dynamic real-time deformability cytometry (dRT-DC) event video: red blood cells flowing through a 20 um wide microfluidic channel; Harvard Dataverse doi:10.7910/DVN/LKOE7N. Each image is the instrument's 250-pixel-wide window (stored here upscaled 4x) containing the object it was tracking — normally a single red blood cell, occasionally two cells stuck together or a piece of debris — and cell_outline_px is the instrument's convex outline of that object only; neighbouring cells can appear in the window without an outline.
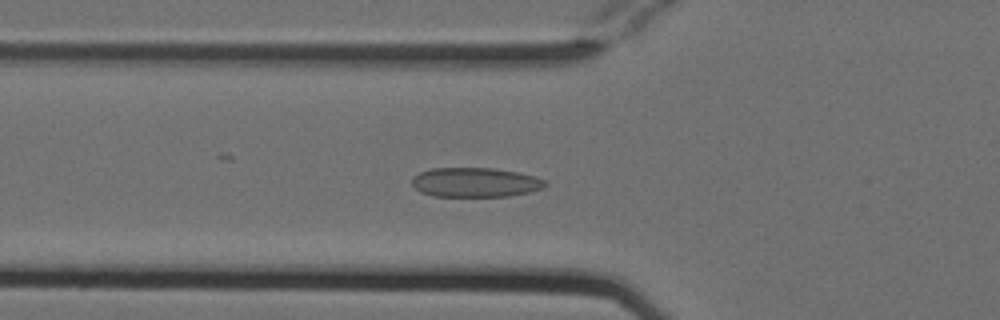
{"species": "Egyptian fruit bat (a non-hibernating species)", "species_latin": "Rousettus aegyptiacus", "temperature_condition": "cold", "stored_images_in_passage": 54, "camera_frame_rate_fps": 3000, "um_per_image_px": 0.085, "animal": {"sex": "female"}, "frame": {"image": 1, "passage_image": 19, "time_ms": 6.0, "image_size_px": [1000, 320], "cell_outline_px": [[548, 184], [544, 188], [532, 192], [508, 196], [432, 196], [420, 192], [412, 184], [412, 176], [420, 172], [432, 168], [492, 168], [516, 172], [536, 176], [544, 180]], "centroid_in_image_um": [40.41, 15.5], "position_along_channel_um": 85.4, "area_um2": 23.0}}
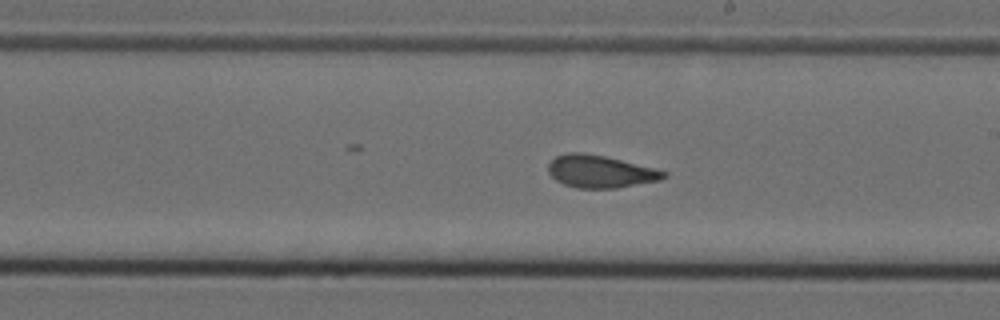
{"frame": {"image": 2, "passage_image": 31, "time_ms": 10.0, "image_size_px": [1000, 320], "cell_outline_px": [[668, 176], [660, 180], [616, 188], [576, 188], [564, 184], [556, 180], [548, 172], [548, 164], [556, 156], [568, 152], [580, 152], [604, 156], [668, 172]], "centroid_in_image_um": [51.0, 14.58], "position_along_channel_um": 238.0, "area_um2": 21.62}}
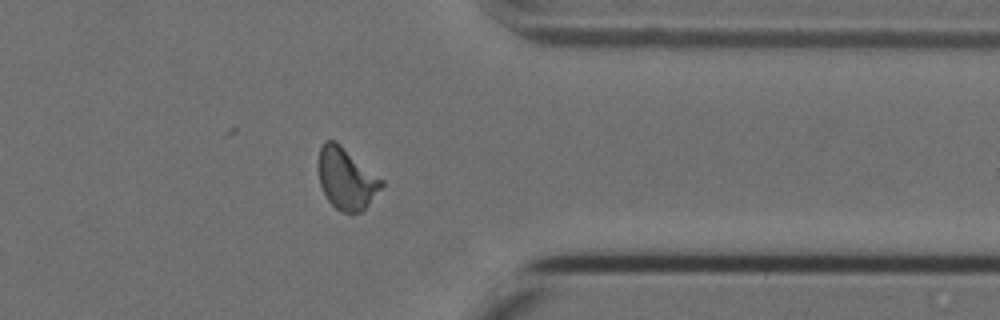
{"frame": {"image": 3, "passage_image": 43, "time_ms": 14.0, "image_size_px": [1000, 320], "cell_outline_px": [[384, 184], [368, 204], [360, 212], [352, 216], [340, 212], [328, 200], [320, 184], [320, 148], [324, 140], [336, 140], [384, 180]], "centroid_in_image_um": [29.47, 15.2], "position_along_channel_um": 381.9, "area_um2": 22.54}, "authors_computed_cell_mechanics": {"area_um2": 22.2819, "velocity_mm_per_s": 3.7979, "shape_relaxation_time_tau1_ms": null, "shape_relaxation_time_tau2_ms": 1.0468, "deformation_change_tau1": null, "deformation_change_tau2": 0.0593}}